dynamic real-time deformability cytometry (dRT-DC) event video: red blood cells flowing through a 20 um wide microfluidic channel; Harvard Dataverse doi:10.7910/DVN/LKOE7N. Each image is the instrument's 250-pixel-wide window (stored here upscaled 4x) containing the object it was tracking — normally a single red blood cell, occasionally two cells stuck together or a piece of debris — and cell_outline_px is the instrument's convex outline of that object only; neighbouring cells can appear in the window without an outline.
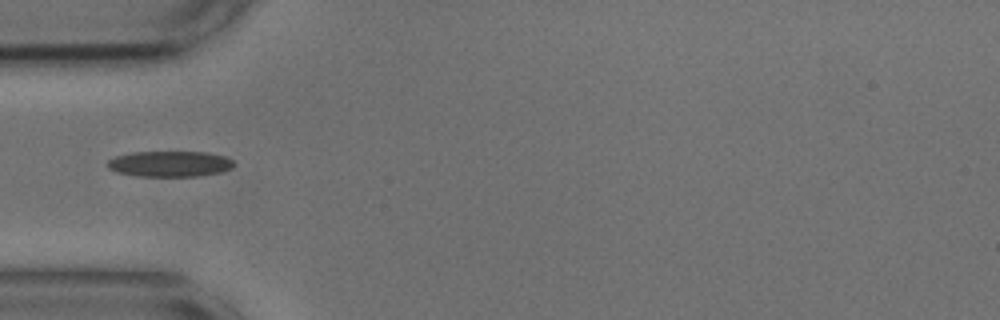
{"species": "common noctule bat (a hibernating species)", "species_latin": "Nyctalus noctula", "temperature_condition": "cold", "stored_images_in_passage": 38, "camera_frame_rate_fps": 3000, "um_per_image_px": 0.085, "animal": {"sex": "male", "body_mass_g": 17.9, "forearm_length_mm": 54.2}, "frame": {"image": 1, "passage_image": 1, "time_ms": 0.0, "image_size_px": [1000, 320], "cell_outline_px": [[236, 164], [232, 168], [220, 172], [196, 176], [136, 176], [116, 172], [108, 168], [108, 160], [116, 156], [132, 152], [208, 152], [224, 156], [232, 160]], "centroid_in_image_um": [14.44, 13.92], "position_along_channel_um": 70.6, "area_um2": 18.96}}
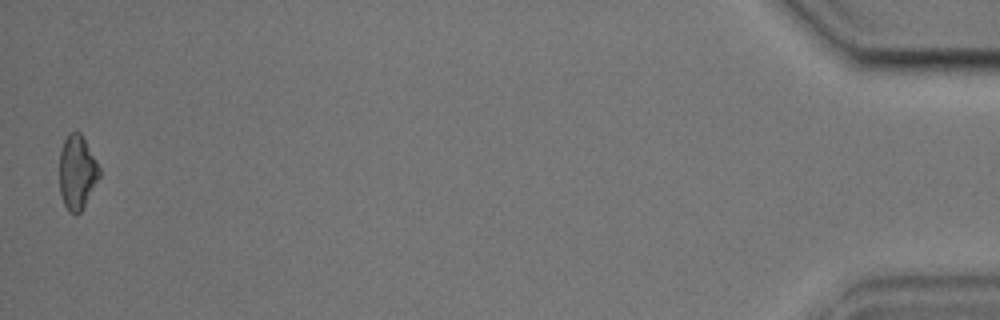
{"frame": {"image": 2, "passage_image": 38, "time_ms": 12.333, "image_size_px": [1000, 320], "cell_outline_px": [[100, 176], [80, 212], [76, 216], [68, 212], [64, 204], [60, 192], [60, 152], [64, 140], [68, 132], [80, 132], [96, 160], [100, 168]], "centroid_in_image_um": [6.54, 14.65], "position_along_channel_um": 428.7, "area_um2": 17.11}, "authors_computed_cell_mechanics": {"area_um2": 17.8891, "velocity_mm_per_s": 3.6651, "shape_relaxation_time_tau1_ms": 4.3284, "shape_relaxation_time_tau2_ms": 4.2632, "deformation_change_tau1": 0.1253, "deformation_change_tau2": 0.1318}}